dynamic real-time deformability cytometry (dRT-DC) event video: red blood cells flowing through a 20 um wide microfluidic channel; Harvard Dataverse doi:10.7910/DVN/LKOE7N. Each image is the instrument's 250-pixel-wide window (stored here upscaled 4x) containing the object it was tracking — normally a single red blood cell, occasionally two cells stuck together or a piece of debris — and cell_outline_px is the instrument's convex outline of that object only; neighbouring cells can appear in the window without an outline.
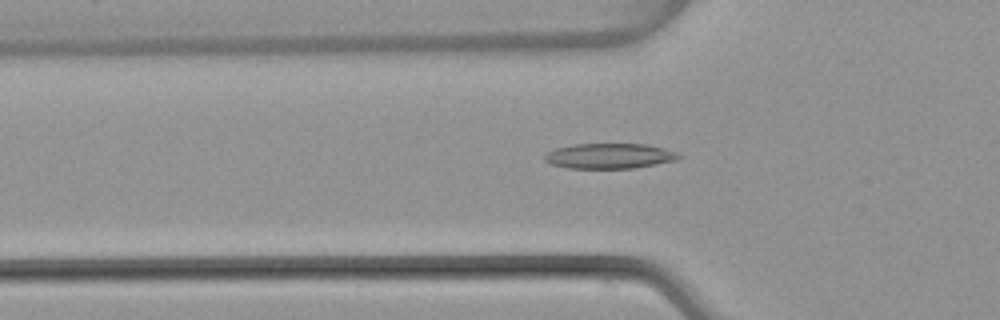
{"species": "common noctule bat (a hibernating species)", "species_latin": "Nyctalus noctula", "temperature_condition": "warm", "stored_images_in_passage": 48, "camera_frame_rate_fps": 3000, "um_per_image_px": 0.085, "animal": {"sex": "female", "body_mass_g": 22.7, "forearm_length_mm": 54.2}, "frame": {"image": 1, "passage_image": 15, "time_ms": 4.667, "image_size_px": [1000, 320], "cell_outline_px": [[680, 156], [676, 160], [656, 164], [632, 168], [568, 168], [552, 164], [544, 160], [544, 156], [548, 152], [556, 148], [576, 144], [644, 144], [664, 148], [676, 152]], "centroid_in_image_um": [51.79, 13.26], "position_along_channel_um": 74.0, "area_um2": 19.48}}
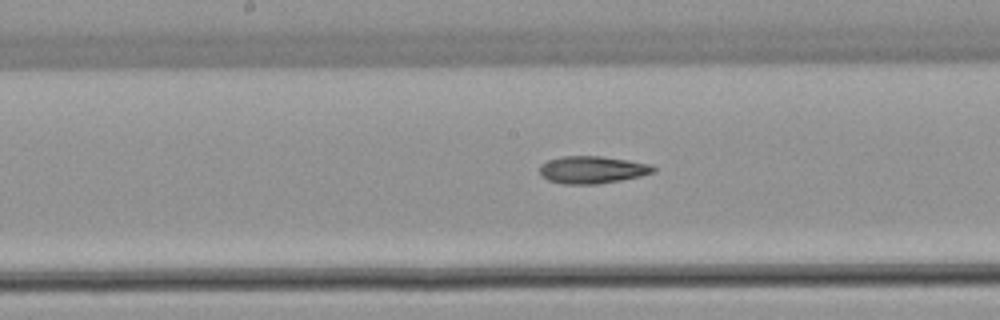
{"frame": {"image": 2, "passage_image": 24, "time_ms": 7.667, "image_size_px": [1000, 320], "cell_outline_px": [[656, 172], [640, 176], [620, 180], [596, 184], [564, 184], [548, 180], [540, 176], [540, 164], [548, 160], [564, 156], [600, 156], [628, 160], [652, 164], [656, 168]], "centroid_in_image_um": [50.35, 14.43], "position_along_channel_um": 197.9, "area_um2": 18.21}}
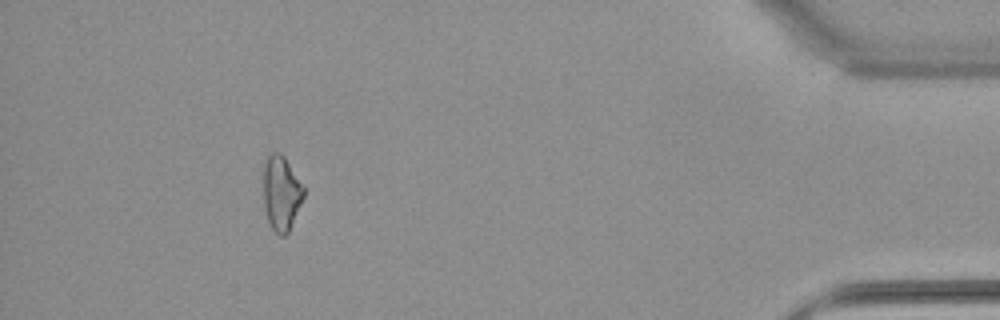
{"frame": {"image": 3, "passage_image": 44, "time_ms": 14.333, "image_size_px": [1000, 320], "cell_outline_px": [[304, 196], [288, 232], [284, 236], [280, 236], [272, 228], [268, 220], [264, 208], [264, 164], [268, 156], [272, 152], [280, 152], [284, 156], [304, 188]], "centroid_in_image_um": [23.9, 16.41], "position_along_channel_um": 411.3, "area_um2": 17.22}}